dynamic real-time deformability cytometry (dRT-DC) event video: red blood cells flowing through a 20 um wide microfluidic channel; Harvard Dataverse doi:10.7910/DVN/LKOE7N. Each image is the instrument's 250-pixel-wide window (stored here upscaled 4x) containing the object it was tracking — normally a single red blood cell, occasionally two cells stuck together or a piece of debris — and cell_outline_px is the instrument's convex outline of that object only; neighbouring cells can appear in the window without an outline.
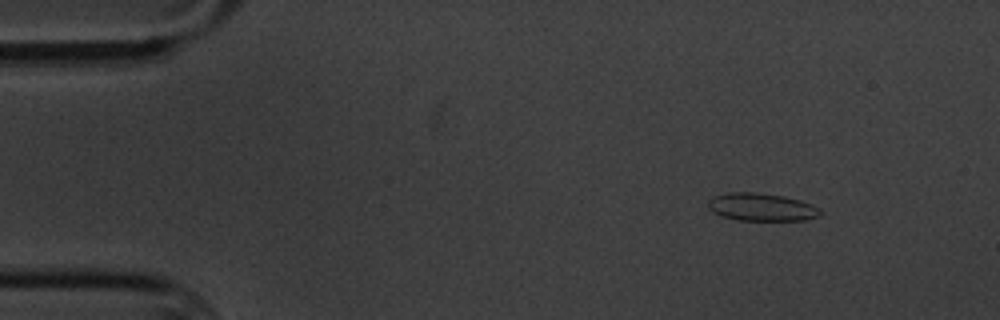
{"species": "common noctule bat (a hibernating species)", "species_latin": "Nyctalus noctula", "temperature_condition": "cold", "stored_images_in_passage": 5, "camera_frame_rate_fps": 3000, "um_per_image_px": 0.085, "animal": {"sex": "male", "body_mass_g": 20.1, "forearm_length_mm": 53.5}, "frame": {"image": 1, "passage_image": 2, "time_ms": 1.333, "image_size_px": [1000, 320], "cell_outline_px": [[824, 212], [820, 216], [804, 220], [740, 220], [720, 216], [712, 212], [708, 208], [708, 200], [712, 196], [728, 192], [756, 192], [784, 196], [800, 200], [812, 204], [820, 208]], "centroid_in_image_um": [64.73, 17.6], "position_along_channel_um": 20.3, "area_um2": 18.44}}